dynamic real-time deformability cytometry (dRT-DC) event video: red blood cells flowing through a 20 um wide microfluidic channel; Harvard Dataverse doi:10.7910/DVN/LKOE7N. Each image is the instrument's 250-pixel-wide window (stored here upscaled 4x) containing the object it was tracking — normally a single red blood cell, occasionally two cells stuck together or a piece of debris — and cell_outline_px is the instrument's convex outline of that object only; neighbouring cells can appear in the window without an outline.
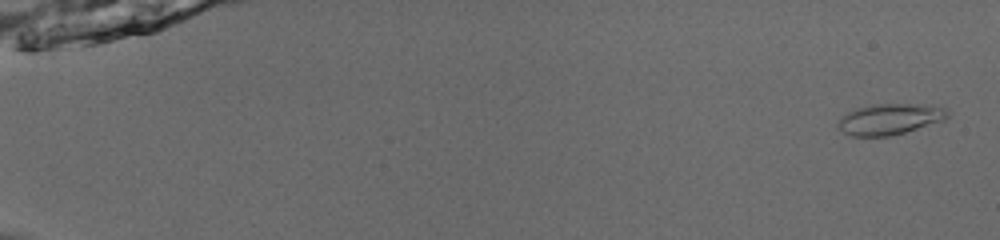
{"species": "common noctule bat (a hibernating species)", "species_latin": "Nyctalus noctula", "temperature_condition": "room temperature", "stored_images_in_passage": 53, "camera_frame_rate_fps": 3000, "um_per_image_px": 0.085, "animal": {"sex": "male", "body_mass_g": 13.0, "forearm_length_mm": 53.1}, "frame": {"image": 1, "passage_image": 2, "time_ms": 0.333, "image_size_px": [1000, 240], "cell_outline_px": [[948, 116], [944, 120], [904, 132], [888, 136], [848, 136], [836, 124], [848, 112], [856, 108], [872, 104], [924, 104], [944, 108], [948, 112]], "centroid_in_image_um": [75.62, 10.12], "position_along_channel_um": 9.4, "area_um2": 19.48}}
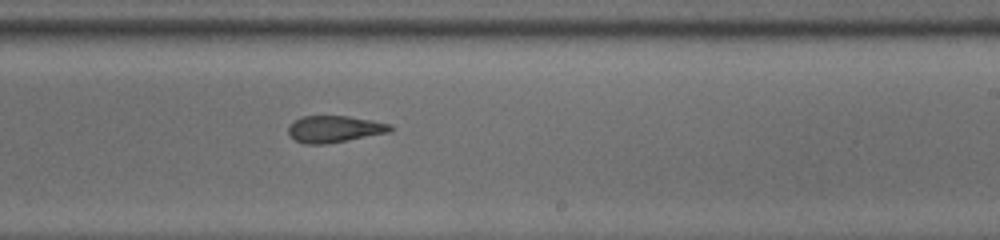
{"frame": {"image": 2, "passage_image": 35, "time_ms": 11.333, "image_size_px": [1000, 240], "cell_outline_px": [[392, 128], [388, 132], [324, 144], [304, 144], [296, 140], [288, 132], [288, 128], [296, 120], [304, 116], [348, 116], [372, 120], [392, 124]], "centroid_in_image_um": [28.43, 10.96], "position_along_channel_um": 260.6, "area_um2": 15.49}}
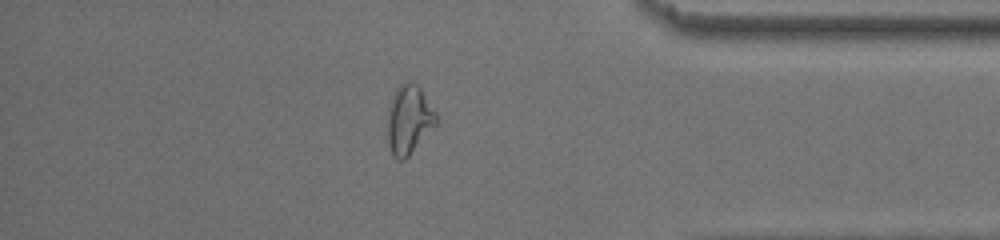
{"frame": {"image": 3, "passage_image": 47, "time_ms": 15.333, "image_size_px": [1000, 240], "cell_outline_px": [[436, 124], [408, 156], [404, 160], [396, 160], [392, 156], [388, 144], [388, 104], [396, 88], [400, 84], [416, 84], [420, 88], [436, 112]], "centroid_in_image_um": [34.73, 10.19], "position_along_channel_um": 400.5, "area_um2": 19.25}, "authors_computed_cell_mechanics": {"area_um2": 17.5134, "velocity_mm_per_s": 3.911, "shape_relaxation_time_tau1_ms": 10.1575, "shape_relaxation_time_tau2_ms": 2.6925, "deformation_change_tau1": 0.2207, "deformation_change_tau2": 0.118}}